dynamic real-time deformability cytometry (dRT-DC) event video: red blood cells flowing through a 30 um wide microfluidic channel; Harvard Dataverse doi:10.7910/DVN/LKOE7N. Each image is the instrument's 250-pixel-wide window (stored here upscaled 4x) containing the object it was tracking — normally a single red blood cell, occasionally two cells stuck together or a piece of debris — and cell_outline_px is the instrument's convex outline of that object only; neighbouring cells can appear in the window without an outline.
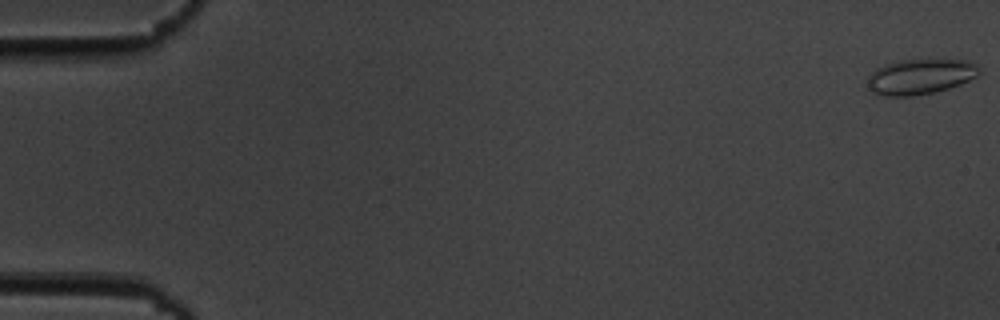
{"species": "common noctule bat (a hibernating species)", "species_latin": "Nyctalus noctula", "temperature_condition": "cold", "stored_images_in_passage": 56, "camera_frame_rate_fps": 3000, "um_per_image_px": 0.085, "animal": {"sex": "male", "body_mass_g": 19.5, "forearm_length_mm": 54.6}, "frame": {"image": 1, "passage_image": 1, "time_ms": 0.0, "image_size_px": [1000, 320], "cell_outline_px": [[980, 72], [976, 76], [960, 84], [948, 88], [932, 92], [912, 96], [888, 96], [872, 92], [868, 84], [868, 76], [876, 68], [888, 64], [904, 60], [964, 60], [976, 64], [980, 68]], "centroid_in_image_um": [78.22, 6.51], "position_along_channel_um": 6.8, "area_um2": 22.54}}
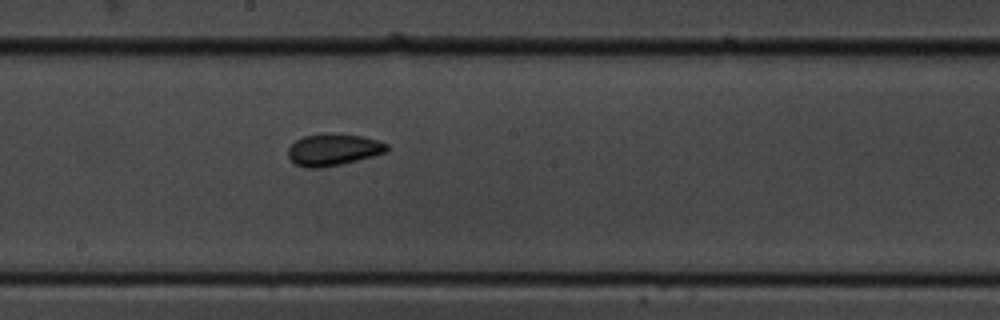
{"frame": {"image": 2, "passage_image": 31, "time_ms": 10.0, "image_size_px": [1000, 320], "cell_outline_px": [[388, 152], [340, 164], [320, 168], [304, 168], [296, 164], [288, 156], [288, 148], [296, 140], [304, 136], [328, 132], [360, 136], [380, 140], [388, 144]], "centroid_in_image_um": [28.33, 12.71], "position_along_channel_um": 219.9, "area_um2": 18.38}}
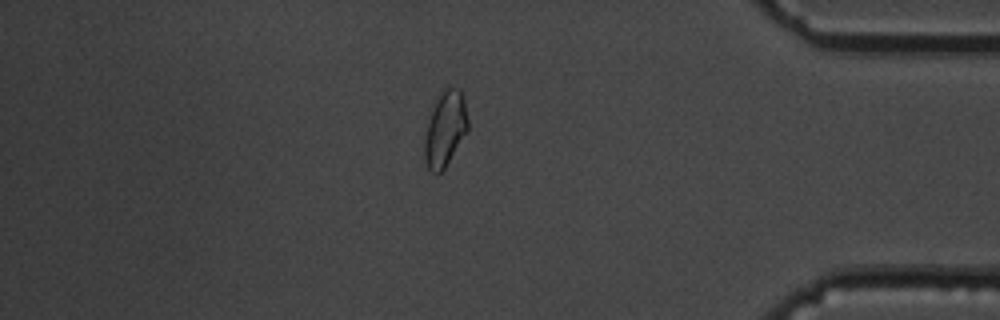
{"frame": {"image": 3, "passage_image": 48, "time_ms": 15.667, "image_size_px": [1000, 320], "cell_outline_px": [[468, 132], [444, 168], [440, 172], [432, 172], [428, 168], [424, 156], [424, 140], [428, 120], [432, 108], [444, 88], [460, 88], [464, 100], [468, 120]], "centroid_in_image_um": [37.85, 10.96], "position_along_channel_um": 397.4, "area_um2": 18.84}, "authors_computed_cell_mechanics": {"area_um2": 18.4093, "velocity_mm_per_s": 3.6486, "shape_relaxation_time_tau1_ms": null, "shape_relaxation_time_tau2_ms": 1.2021, "deformation_change_tau1": null, "deformation_change_tau2": 0.0685}}